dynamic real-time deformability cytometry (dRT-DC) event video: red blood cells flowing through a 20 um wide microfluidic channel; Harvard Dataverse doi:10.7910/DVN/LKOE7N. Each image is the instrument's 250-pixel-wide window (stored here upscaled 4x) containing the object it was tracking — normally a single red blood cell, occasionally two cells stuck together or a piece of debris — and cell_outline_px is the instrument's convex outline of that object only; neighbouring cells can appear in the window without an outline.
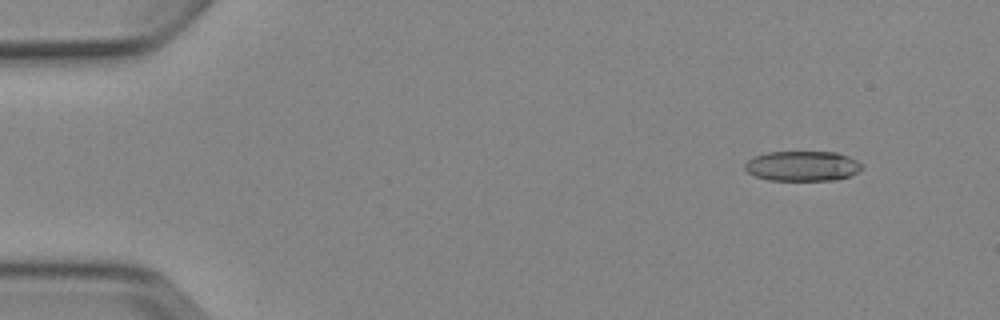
{"species": "Egyptian fruit bat (a non-hibernating species)", "species_latin": "Rousettus aegyptiacus", "temperature_condition": "cold", "stored_images_in_passage": 6, "camera_frame_rate_fps": 3000, "um_per_image_px": 0.085, "animal": {"sex": "female"}, "frame": {"image": 1, "passage_image": 2, "time_ms": 1.333, "image_size_px": [1000, 320], "cell_outline_px": [[864, 168], [860, 172], [848, 176], [832, 180], [768, 180], [756, 176], [748, 172], [744, 168], [744, 164], [748, 160], [756, 156], [768, 152], [836, 152], [848, 156], [856, 160]], "centroid_in_image_um": [68.22, 14.11], "position_along_channel_um": 16.8, "area_um2": 20.4}}
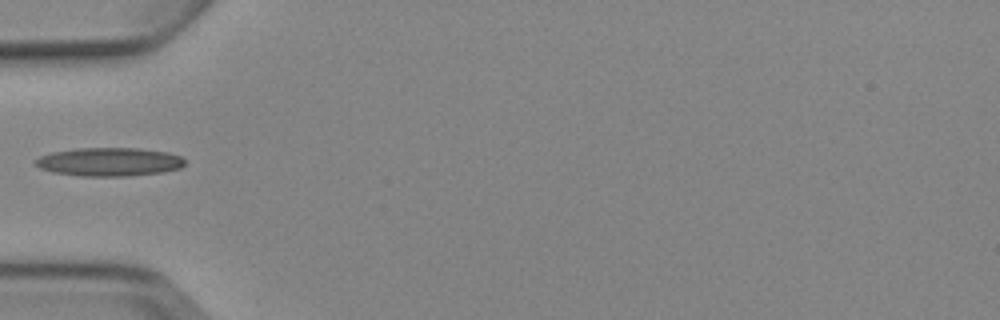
{"frame": {"image": 2, "passage_image": 5, "time_ms": 5.667, "image_size_px": [1000, 320], "cell_outline_px": [[184, 164], [180, 168], [164, 172], [128, 176], [80, 176], [52, 172], [40, 168], [32, 164], [32, 160], [40, 156], [52, 152], [80, 148], [140, 148], [168, 152], [180, 156], [184, 160]], "centroid_in_image_um": [9.25, 13.76], "position_along_channel_um": 75.8, "area_um2": 25.03}}
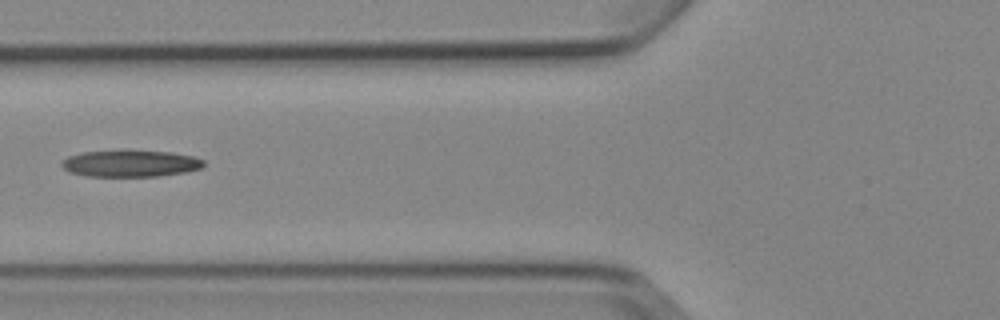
{"frame": {"image": 3, "passage_image": 6, "time_ms": 6.667, "image_size_px": [1000, 320], "cell_outline_px": [[204, 164], [200, 168], [184, 172], [156, 176], [88, 176], [68, 172], [60, 164], [68, 156], [84, 152], [172, 152], [192, 156], [204, 160]], "centroid_in_image_um": [11.08, 13.92], "position_along_channel_um": 114.7, "area_um2": 21.33}}